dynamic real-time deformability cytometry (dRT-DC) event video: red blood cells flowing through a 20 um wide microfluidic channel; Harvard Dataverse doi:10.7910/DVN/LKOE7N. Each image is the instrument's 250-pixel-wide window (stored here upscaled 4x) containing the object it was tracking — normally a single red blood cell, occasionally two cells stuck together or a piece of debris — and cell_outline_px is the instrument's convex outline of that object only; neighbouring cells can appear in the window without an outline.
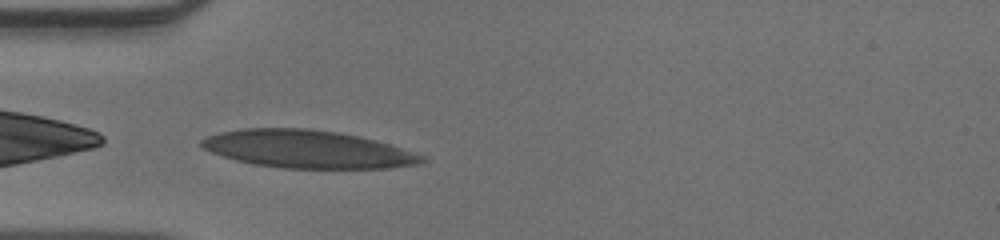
{"species": "human", "species_latin": "Homo sapiens", "temperature_condition": "warm", "stored_images_in_passage": 28, "camera_frame_rate_fps": 3000, "um_per_image_px": 0.085, "donor": {"sex": "male"}, "frame": {"image": 1, "passage_image": 1, "time_ms": 0.0, "image_size_px": [1000, 240], "cell_outline_px": [[428, 160], [424, 164], [388, 168], [284, 168], [252, 164], [236, 160], [212, 152], [204, 148], [200, 144], [200, 140], [208, 136], [220, 132], [240, 128], [308, 128], [336, 132], [360, 136], [376, 140], [428, 156]], "centroid_in_image_um": [26.21, 12.68], "position_along_channel_um": 58.8, "area_um2": 48.78}}
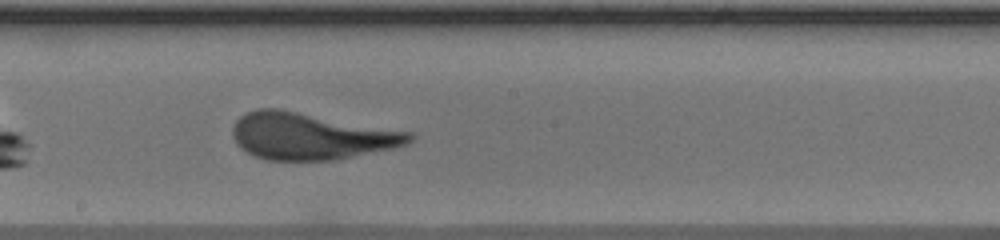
{"frame": {"image": 2, "passage_image": 13, "time_ms": 4.0, "image_size_px": [1000, 240], "cell_outline_px": [[416, 136], [408, 144], [392, 148], [336, 160], [268, 160], [256, 156], [240, 148], [236, 144], [232, 136], [232, 128], [236, 120], [240, 116], [256, 108], [280, 108], [412, 132]], "centroid_in_image_um": [26.41, 11.56], "position_along_channel_um": 221.8, "area_um2": 48.44}}
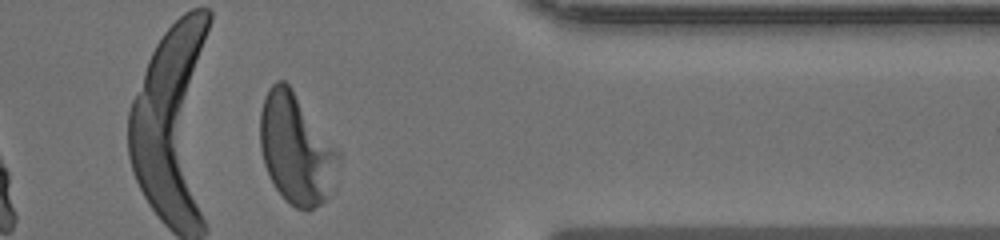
{"frame": {"image": 3, "passage_image": 26, "time_ms": 8.333, "image_size_px": [1000, 240], "cell_outline_px": [[340, 156], [324, 200], [320, 204], [308, 212], [296, 208], [276, 188], [264, 164], [260, 148], [260, 112], [264, 96], [268, 88], [276, 80], [284, 80], [292, 88], [340, 152]], "centroid_in_image_um": [25.13, 12.59], "position_along_channel_um": 386.3, "area_um2": 49.42}}